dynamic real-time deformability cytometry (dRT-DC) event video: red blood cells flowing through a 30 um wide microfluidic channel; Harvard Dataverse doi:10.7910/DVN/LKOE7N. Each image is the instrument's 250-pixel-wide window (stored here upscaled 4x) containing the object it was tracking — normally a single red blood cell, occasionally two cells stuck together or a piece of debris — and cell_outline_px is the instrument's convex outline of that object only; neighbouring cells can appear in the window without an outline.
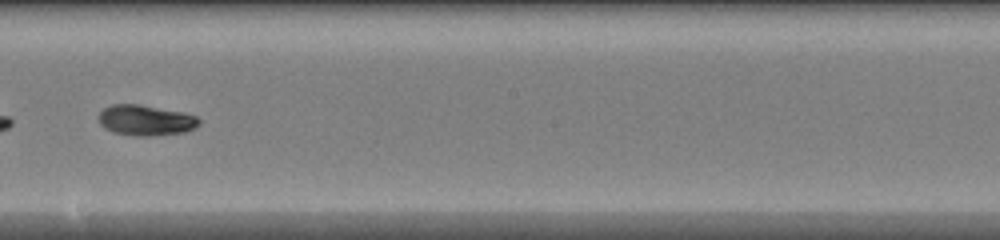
{"species": "common noctule bat (a hibernating species)", "species_latin": "Nyctalus noctula", "temperature_condition": "warm", "stored_images_in_passage": 48, "camera_frame_rate_fps": 3000, "um_per_image_px": 0.085, "animal": {"sex": "female", "body_mass_g": 20.0, "forearm_length_mm": 54.0}, "frame": {"image": 1, "passage_image": 28, "time_ms": 9.0, "image_size_px": [1000, 240], "cell_outline_px": [[200, 124], [196, 128], [184, 132], [148, 136], [136, 136], [112, 132], [104, 128], [100, 124], [96, 116], [104, 108], [112, 104], [140, 104], [184, 112], [196, 116], [200, 120]], "centroid_in_image_um": [12.37, 10.22], "position_along_channel_um": 235.8, "area_um2": 18.15}}
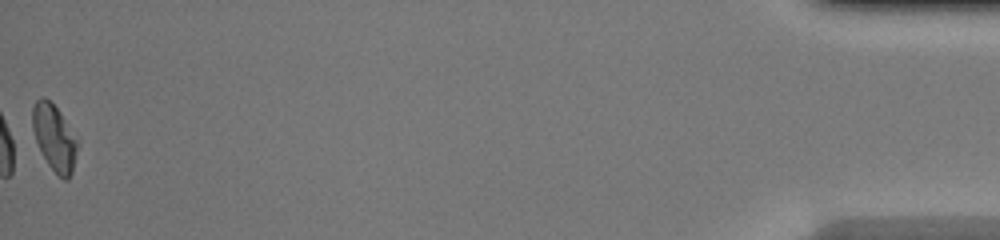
{"frame": {"image": 2, "passage_image": 48, "time_ms": 15.667, "image_size_px": [1000, 240], "cell_outline_px": [[80, 144], [72, 172], [68, 180], [64, 180], [48, 164], [36, 140], [32, 128], [32, 108], [36, 100], [40, 96], [44, 96], [60, 112]], "centroid_in_image_um": [4.64, 11.69], "position_along_channel_um": 430.6, "area_um2": 17.22}, "authors_computed_cell_mechanics": {"area_um2": 17.7157, "velocity_mm_per_s": 4.3284, "shape_relaxation_time_tau1_ms": 4.2902, "shape_relaxation_time_tau2_ms": 2.9293, "deformation_change_tau1": 0.1959, "deformation_change_tau2": 0.0652}}